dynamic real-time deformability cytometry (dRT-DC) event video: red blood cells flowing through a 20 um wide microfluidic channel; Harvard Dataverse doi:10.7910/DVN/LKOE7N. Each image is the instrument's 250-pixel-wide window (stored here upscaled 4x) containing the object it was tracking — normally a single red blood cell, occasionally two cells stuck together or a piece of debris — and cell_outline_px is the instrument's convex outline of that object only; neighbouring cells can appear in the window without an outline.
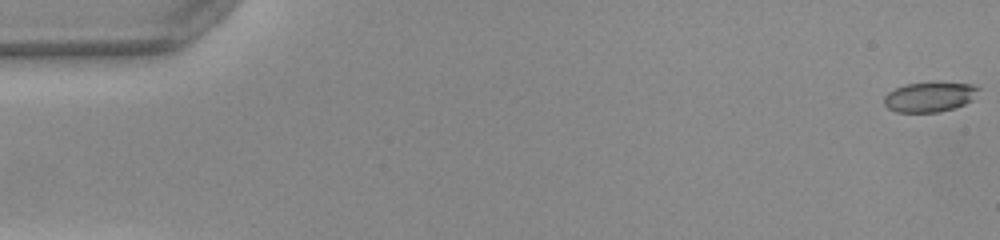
{"species": "common noctule bat (a hibernating species)", "species_latin": "Nyctalus noctula", "temperature_condition": "warm", "stored_images_in_passage": 52, "camera_frame_rate_fps": 3000, "um_per_image_px": 0.085, "animal": {"sex": "female", "body_mass_g": 22.0, "forearm_length_mm": 56.7}, "frame": {"image": 1, "passage_image": 1, "time_ms": 0.0, "image_size_px": [1000, 240], "cell_outline_px": [[980, 88], [972, 100], [964, 104], [952, 108], [936, 112], [896, 112], [888, 108], [884, 104], [884, 96], [888, 92], [904, 84], [972, 84]], "centroid_in_image_um": [78.98, 8.26], "position_along_channel_um": 6.0, "area_um2": 15.9}}
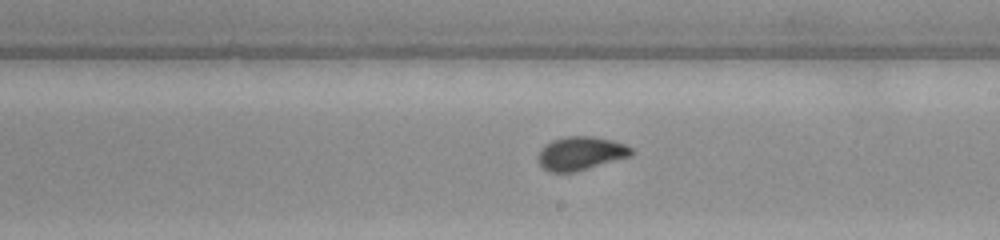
{"frame": {"image": 2, "passage_image": 30, "time_ms": 9.667, "image_size_px": [1000, 240], "cell_outline_px": [[636, 152], [632, 156], [576, 172], [552, 172], [544, 168], [536, 160], [536, 156], [540, 148], [544, 144], [552, 140], [564, 136], [596, 136], [612, 140], [624, 144], [632, 148]], "centroid_in_image_um": [49.36, 13.03], "position_along_channel_um": 239.6, "area_um2": 18.67}}
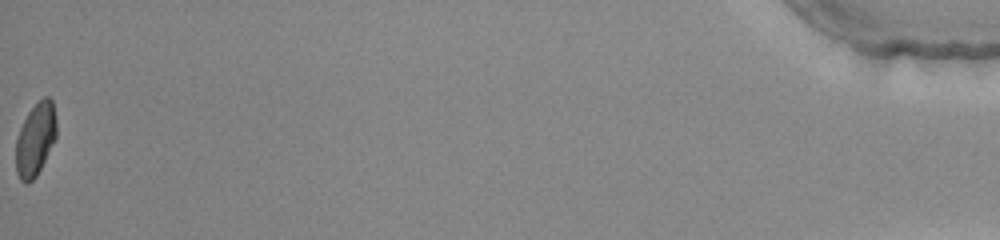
{"frame": {"image": 3, "passage_image": 52, "time_ms": 17.0, "image_size_px": [1000, 240], "cell_outline_px": [[56, 136], [36, 176], [28, 184], [24, 184], [20, 180], [16, 172], [16, 140], [20, 128], [28, 112], [44, 96], [48, 96], [52, 100], [56, 120]], "centroid_in_image_um": [2.99, 11.85], "position_along_channel_um": 432.2, "area_um2": 16.99}, "authors_computed_cell_mechanics": {"area_um2": 17.8891, "velocity_mm_per_s": 4.0241, "shape_relaxation_time_tau1_ms": 5.0197, "shape_relaxation_time_tau2_ms": null, "deformation_change_tau1": 0.1649, "deformation_change_tau2": null}}